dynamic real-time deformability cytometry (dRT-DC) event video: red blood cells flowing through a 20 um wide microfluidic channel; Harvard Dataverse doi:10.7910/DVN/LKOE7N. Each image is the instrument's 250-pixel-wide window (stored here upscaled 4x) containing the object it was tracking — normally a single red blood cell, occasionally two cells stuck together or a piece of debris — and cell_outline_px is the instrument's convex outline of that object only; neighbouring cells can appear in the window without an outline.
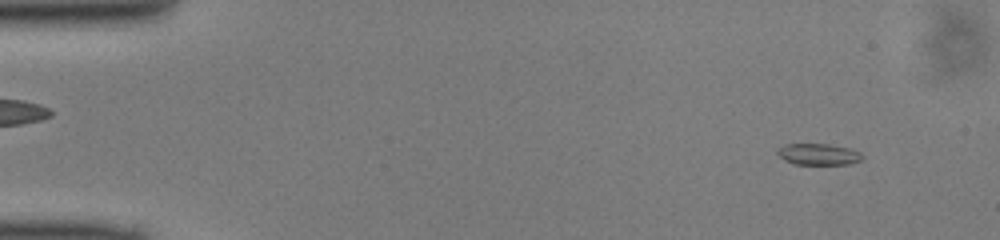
{"species": "common noctule bat (a hibernating species)", "species_latin": "Nyctalus noctula", "temperature_condition": "cold", "stored_images_in_passage": 49, "camera_frame_rate_fps": 3000, "um_per_image_px": 0.085, "animal": {"sex": "male", "body_mass_g": 13.0, "forearm_length_mm": 53.1}, "frame": {"image": 1, "passage_image": 4, "time_ms": 1.0, "image_size_px": [1000, 240], "cell_outline_px": [[864, 156], [860, 160], [848, 164], [792, 164], [784, 160], [776, 152], [776, 148], [784, 144], [828, 144], [852, 148], [860, 152]], "centroid_in_image_um": [69.55, 13.1], "position_along_channel_um": 15.5, "area_um2": 10.69}}
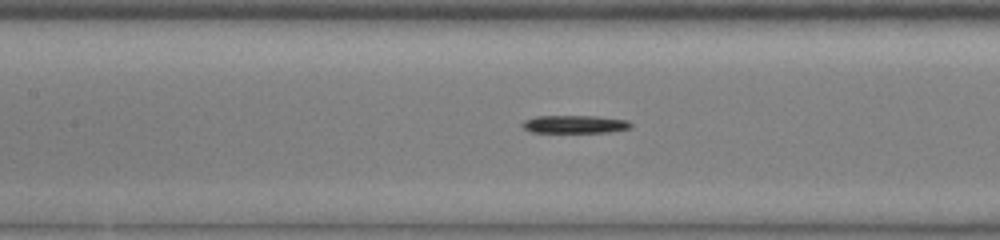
{"frame": {"image": 2, "passage_image": 22, "time_ms": 7.0, "image_size_px": [1000, 240], "cell_outline_px": [[632, 128], [608, 132], [532, 132], [524, 128], [520, 124], [524, 120], [536, 116], [596, 116], [628, 120], [632, 124]], "centroid_in_image_um": [48.87, 10.56], "position_along_channel_um": 158.5, "area_um2": 11.33}}
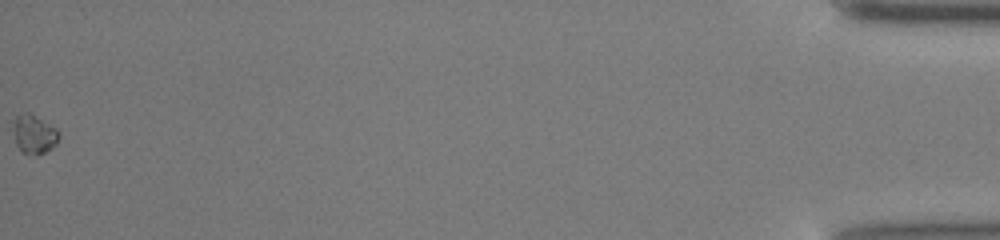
{"frame": {"image": 3, "passage_image": 49, "time_ms": 16.0, "image_size_px": [1000, 240], "cell_outline_px": [[60, 136], [56, 144], [52, 148], [36, 156], [20, 152], [16, 144], [16, 116], [24, 112], [28, 112], [56, 128], [60, 132]], "centroid_in_image_um": [2.95, 11.45], "position_along_channel_um": 432.2, "area_um2": 10.06}}